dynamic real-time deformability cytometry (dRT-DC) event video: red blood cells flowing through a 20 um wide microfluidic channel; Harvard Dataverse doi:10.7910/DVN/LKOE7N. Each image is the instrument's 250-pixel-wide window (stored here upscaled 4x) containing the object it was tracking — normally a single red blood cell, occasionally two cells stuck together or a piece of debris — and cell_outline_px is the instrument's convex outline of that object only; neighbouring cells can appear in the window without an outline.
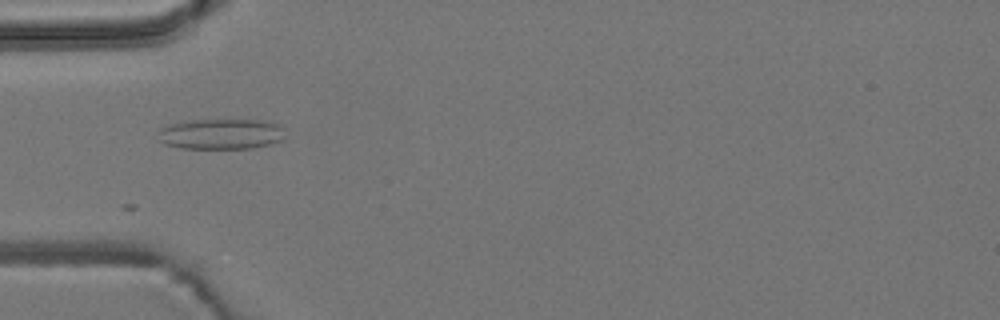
{"species": "common noctule bat (a hibernating species)", "species_latin": "Nyctalus noctula", "temperature_condition": "room temperature", "stored_images_in_passage": 11, "camera_frame_rate_fps": 3000, "um_per_image_px": 0.085, "animal": {"sex": "male", "body_mass_g": 19.2, "forearm_length_mm": 51.8}, "frame": {"image": 1, "passage_image": 1, "time_ms": 0.0, "image_size_px": [1000, 320], "cell_outline_px": [[284, 140], [272, 144], [252, 148], [180, 148], [164, 144], [160, 140], [156, 132], [164, 124], [192, 120], [272, 120], [280, 124], [284, 128]], "centroid_in_image_um": [18.81, 11.38], "position_along_channel_um": 66.2, "area_um2": 23.18}}
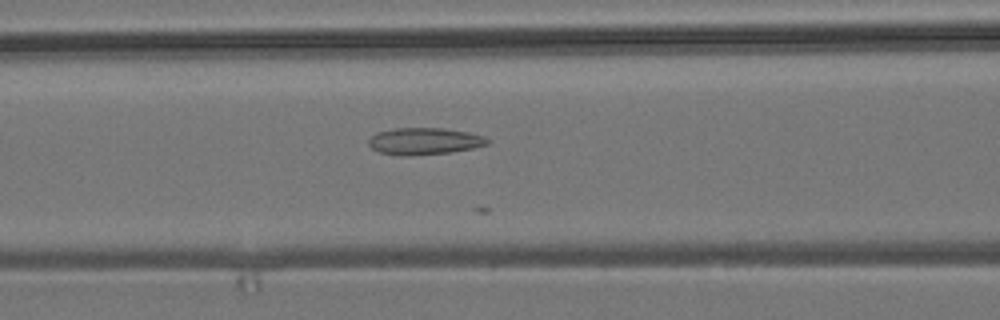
{"frame": {"image": 2, "passage_image": 6, "time_ms": 1.667, "image_size_px": [1000, 320], "cell_outline_px": [[492, 140], [488, 144], [472, 148], [452, 152], [408, 156], [400, 156], [380, 152], [372, 148], [368, 144], [368, 140], [376, 132], [396, 128], [444, 128], [468, 132], [484, 136]], "centroid_in_image_um": [36.08, 12.0], "position_along_channel_um": 130.5, "area_um2": 18.73}}
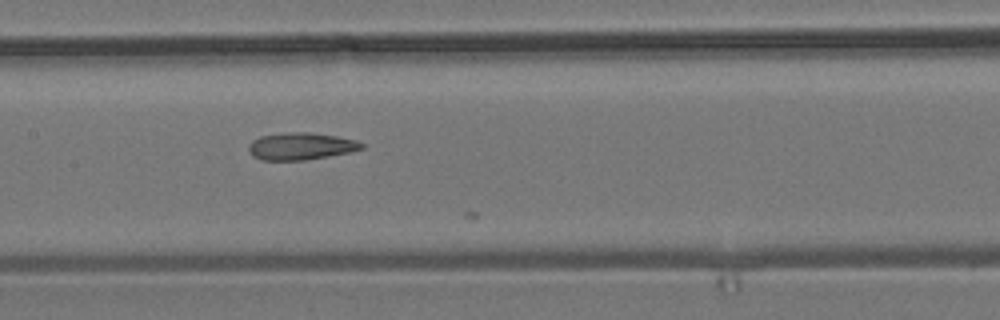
{"frame": {"image": 3, "passage_image": 10, "time_ms": 3.0, "image_size_px": [1000, 320], "cell_outline_px": [[364, 148], [348, 152], [328, 156], [304, 160], [260, 160], [252, 156], [248, 148], [248, 144], [252, 140], [260, 136], [288, 132], [308, 132], [336, 136], [356, 140], [364, 144]], "centroid_in_image_um": [25.53, 12.43], "position_along_channel_um": 181.9, "area_um2": 17.86}}